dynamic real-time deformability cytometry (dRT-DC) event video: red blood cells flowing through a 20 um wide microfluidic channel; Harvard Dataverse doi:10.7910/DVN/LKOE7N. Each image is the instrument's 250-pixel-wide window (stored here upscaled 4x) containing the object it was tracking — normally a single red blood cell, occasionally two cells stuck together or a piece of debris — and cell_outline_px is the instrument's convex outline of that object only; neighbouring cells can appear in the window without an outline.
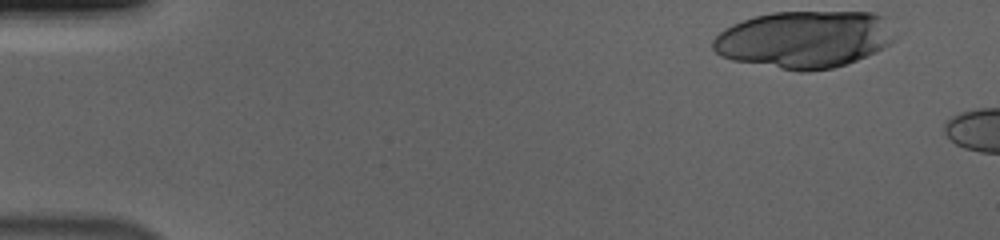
{"species": "human", "species_latin": "Homo sapiens", "temperature_condition": "cold", "stored_images_in_passage": 8, "camera_frame_rate_fps": 3000, "um_per_image_px": 0.085, "donor": {"sex": "male"}, "frame": {"image": 1, "passage_image": 1, "time_ms": 0.0, "image_size_px": [1000, 240], "cell_outline_px": [[892, 44], [876, 52], [856, 60], [832, 68], [808, 72], [800, 72], [732, 60], [720, 56], [712, 48], [712, 40], [724, 28], [732, 24], [756, 16], [772, 12], [872, 12], [884, 16], [892, 36]], "centroid_in_image_um": [68.33, 3.35], "position_along_channel_um": 16.7, "area_um2": 60.57}}